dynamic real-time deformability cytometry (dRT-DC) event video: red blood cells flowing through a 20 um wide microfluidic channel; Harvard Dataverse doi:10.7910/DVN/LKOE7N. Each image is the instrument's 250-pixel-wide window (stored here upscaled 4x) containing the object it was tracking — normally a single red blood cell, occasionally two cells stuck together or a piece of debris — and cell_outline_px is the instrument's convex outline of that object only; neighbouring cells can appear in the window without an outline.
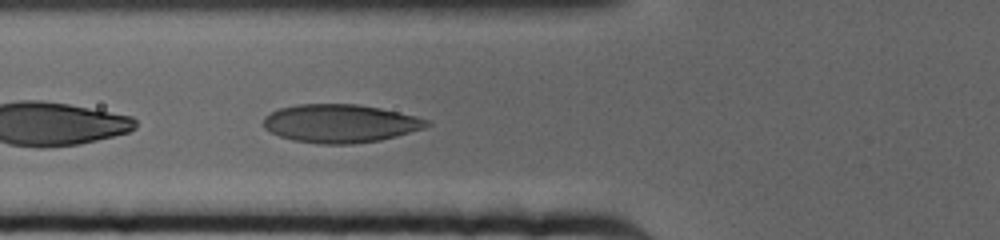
{"species": "human", "species_latin": "Homo sapiens", "temperature_condition": "cold", "stored_images_in_passage": 44, "camera_frame_rate_fps": 3000, "um_per_image_px": 0.085, "donor": {"sex": "female"}, "frame": {"image": 1, "passage_image": 4, "time_ms": 1.0, "image_size_px": [1000, 240], "cell_outline_px": [[432, 124], [424, 128], [396, 136], [380, 140], [352, 144], [320, 144], [292, 140], [280, 136], [264, 128], [264, 116], [280, 108], [296, 104], [356, 104], [380, 108], [416, 116], [432, 120]], "centroid_in_image_um": [28.94, 10.49], "position_along_channel_um": 96.9, "area_um2": 36.47}}
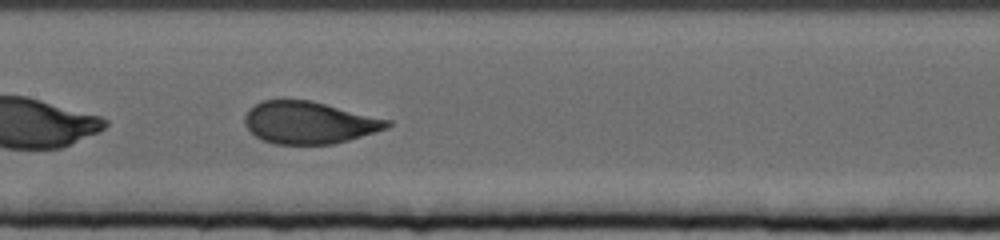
{"frame": {"image": 2, "passage_image": 12, "time_ms": 3.667, "image_size_px": [1000, 240], "cell_outline_px": [[392, 124], [388, 128], [348, 140], [332, 144], [272, 144], [256, 136], [244, 124], [244, 116], [248, 108], [260, 100], [312, 100], [392, 120]], "centroid_in_image_um": [26.27, 10.41], "position_along_channel_um": 181.1, "area_um2": 35.26}}
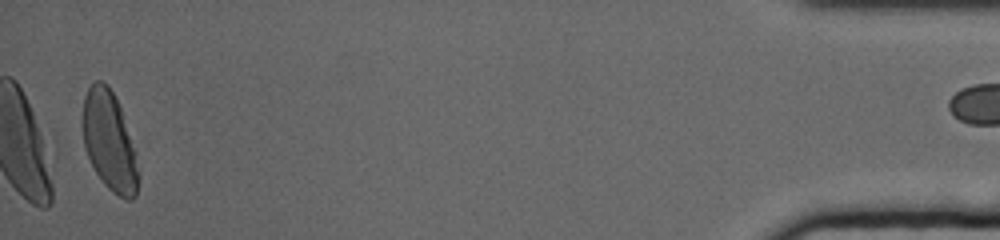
{"frame": {"image": 3, "passage_image": 43, "time_ms": 14.0, "image_size_px": [1000, 240], "cell_outline_px": [[136, 196], [132, 200], [124, 200], [112, 192], [104, 184], [96, 172], [88, 156], [84, 144], [80, 120], [84, 96], [88, 88], [96, 80], [104, 80], [108, 84], [120, 108], [136, 152]], "centroid_in_image_um": [9.24, 11.97], "position_along_channel_um": 426.0, "area_um2": 32.08}}